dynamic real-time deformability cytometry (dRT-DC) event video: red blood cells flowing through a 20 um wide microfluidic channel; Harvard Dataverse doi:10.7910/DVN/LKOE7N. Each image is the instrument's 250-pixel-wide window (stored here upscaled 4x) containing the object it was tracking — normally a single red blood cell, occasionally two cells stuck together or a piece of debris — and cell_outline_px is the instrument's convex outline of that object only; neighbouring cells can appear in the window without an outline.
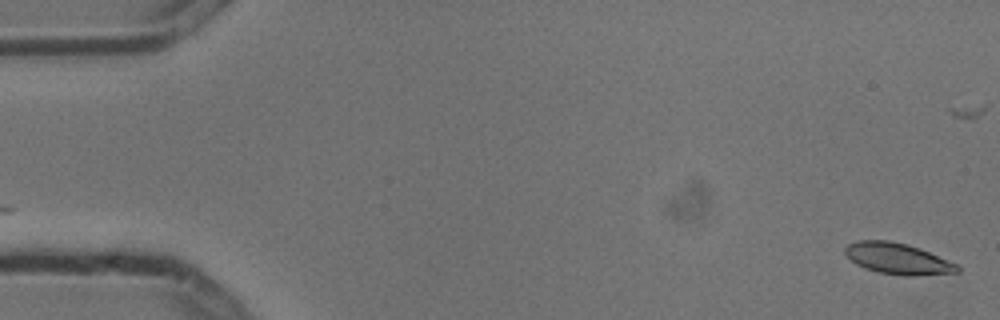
{"species": "common noctule bat (a hibernating species)", "species_latin": "Nyctalus noctula", "temperature_condition": "cold", "stored_images_in_passage": 2, "camera_frame_rate_fps": 3000, "um_per_image_px": 0.085, "animal": {"sex": "male", "body_mass_g": 13.3}, "frame": {"image": 1, "passage_image": 2, "time_ms": 0.333, "image_size_px": [1000, 320], "cell_outline_px": [[960, 272], [916, 276], [904, 276], [880, 272], [864, 268], [856, 264], [844, 252], [844, 248], [848, 244], [856, 240], [888, 240], [908, 244], [920, 248], [956, 264], [960, 268]], "centroid_in_image_um": [76.29, 21.98], "position_along_channel_um": 8.7, "area_um2": 20.35}}